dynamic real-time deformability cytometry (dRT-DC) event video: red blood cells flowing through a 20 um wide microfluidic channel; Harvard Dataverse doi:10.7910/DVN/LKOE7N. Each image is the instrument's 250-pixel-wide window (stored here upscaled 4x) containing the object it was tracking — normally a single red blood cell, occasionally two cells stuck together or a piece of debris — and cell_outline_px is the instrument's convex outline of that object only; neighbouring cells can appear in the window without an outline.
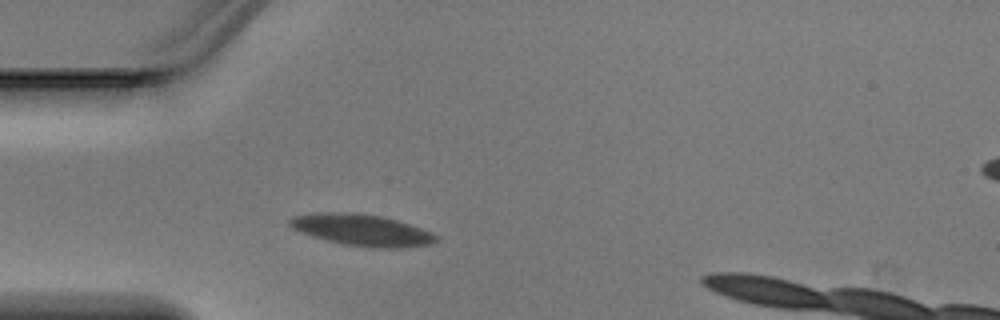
{"species": "Egyptian fruit bat (a non-hibernating species)", "species_latin": "Rousettus aegyptiacus", "temperature_condition": "warm", "stored_images_in_passage": 1, "camera_frame_rate_fps": 3000, "um_per_image_px": 0.085, "animal": {"sex": "male"}, "frame": {"image": 1, "passage_image": 1, "time_ms": 0.0, "image_size_px": [1000, 320], "cell_outline_px": [[440, 240], [432, 244], [400, 248], [372, 248], [344, 244], [324, 240], [300, 232], [292, 228], [288, 224], [288, 220], [292, 216], [312, 212], [352, 212], [380, 216], [396, 220], [420, 228], [440, 236]], "centroid_in_image_um": [30.73, 19.55], "position_along_channel_um": 54.3, "area_um2": 27.17}}